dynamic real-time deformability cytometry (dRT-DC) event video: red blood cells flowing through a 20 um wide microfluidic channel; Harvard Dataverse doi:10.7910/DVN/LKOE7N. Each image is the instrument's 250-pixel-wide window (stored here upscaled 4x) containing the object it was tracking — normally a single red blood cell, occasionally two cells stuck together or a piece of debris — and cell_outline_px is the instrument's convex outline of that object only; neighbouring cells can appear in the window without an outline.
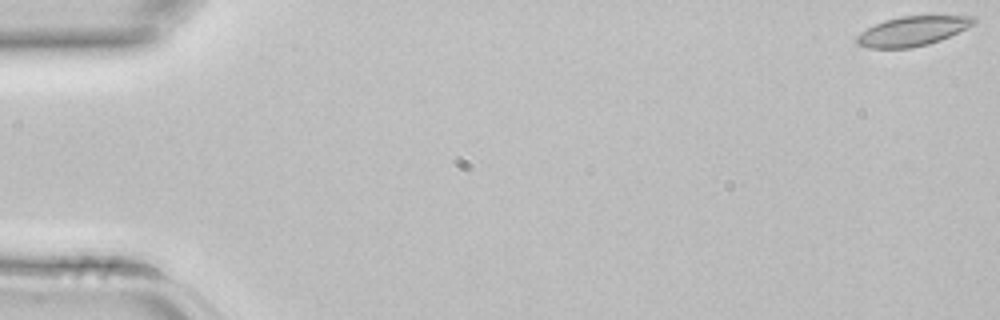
{"species": "common noctule bat (a hibernating species)", "species_latin": "Nyctalus noctula", "temperature_condition": "room temperature", "stored_images_in_passage": 4, "segment_of_instrument_passage": [2, 2], "camera_frame_rate_fps": 3000, "um_per_image_px": 0.085, "animal": {"sex": "female", "body_mass_g": 22.7, "forearm_length_mm": 54.2}, "frame": {"image": 1, "passage_image": 4, "time_ms": 1.0, "image_size_px": [1000, 320], "cell_outline_px": [[976, 24], [940, 40], [928, 44], [912, 48], [868, 48], [856, 44], [856, 36], [860, 32], [884, 20], [900, 16], [976, 16]], "centroid_in_image_um": [77.56, 2.64], "position_along_channel_um": 7.4, "area_um2": 20.17}}